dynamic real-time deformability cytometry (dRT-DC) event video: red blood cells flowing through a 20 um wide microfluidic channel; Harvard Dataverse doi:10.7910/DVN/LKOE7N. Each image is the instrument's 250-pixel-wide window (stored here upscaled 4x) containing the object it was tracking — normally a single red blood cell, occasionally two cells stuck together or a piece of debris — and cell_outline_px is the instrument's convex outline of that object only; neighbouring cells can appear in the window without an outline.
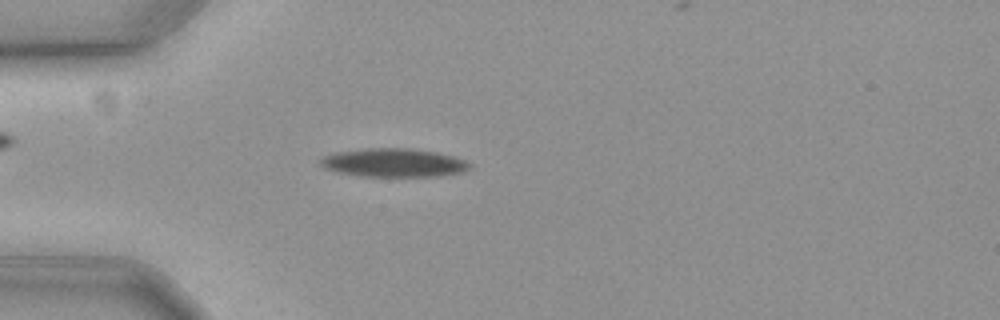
{"species": "common noctule bat (a hibernating species)", "species_latin": "Nyctalus noctula", "temperature_condition": "cold", "stored_images_in_passage": 52, "camera_frame_rate_fps": 3000, "um_per_image_px": 0.085, "animal": {"sex": "female", "body_mass_g": 19.3, "forearm_length_mm": 54.1}, "frame": {"image": 1, "passage_image": 16, "time_ms": 5.0, "image_size_px": [1000, 320], "cell_outline_px": [[472, 164], [464, 172], [440, 176], [360, 176], [336, 172], [324, 168], [320, 164], [320, 160], [324, 156], [336, 152], [368, 148], [412, 148], [436, 152], [452, 156], [464, 160]], "centroid_in_image_um": [33.46, 13.83], "position_along_channel_um": 51.5, "area_um2": 24.8}}
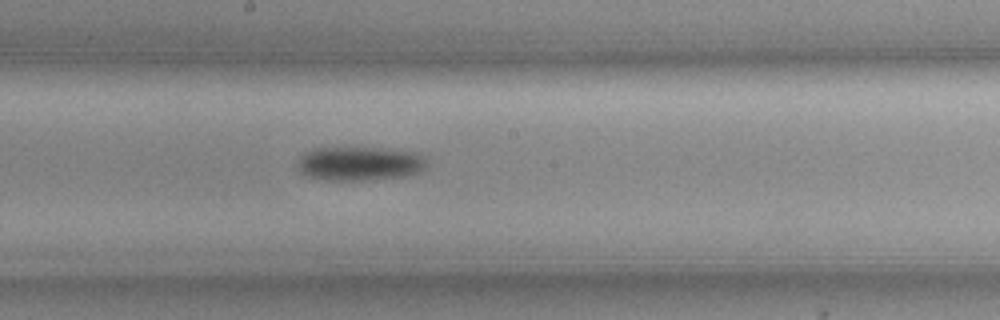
{"frame": {"image": 2, "passage_image": 31, "time_ms": 10.0, "image_size_px": [1000, 320], "cell_outline_px": [[424, 168], [420, 172], [404, 176], [372, 180], [324, 180], [304, 176], [296, 168], [300, 156], [304, 152], [316, 148], [372, 148], [416, 152], [424, 160]], "centroid_in_image_um": [30.47, 13.92], "position_along_channel_um": 217.7, "area_um2": 25.55}}
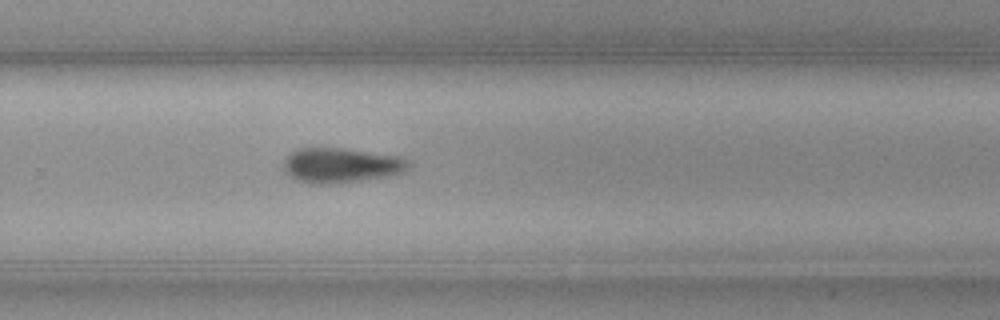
{"frame": {"image": 3, "passage_image": 38, "time_ms": 12.333, "image_size_px": [1000, 320], "cell_outline_px": [[412, 168], [404, 172], [388, 176], [340, 184], [308, 184], [296, 180], [288, 176], [284, 172], [284, 160], [292, 152], [300, 148], [340, 148], [396, 156], [404, 160]], "centroid_in_image_um": [28.94, 14.09], "position_along_channel_um": 300.9, "area_um2": 25.43}, "authors_computed_cell_mechanics": {"area_um2": 24.2471, "velocity_mm_per_s": 3.5844, "shape_relaxation_time_tau1_ms": 3.7983, "shape_relaxation_time_tau2_ms": null, "deformation_change_tau1": 0.1516, "deformation_change_tau2": null}}